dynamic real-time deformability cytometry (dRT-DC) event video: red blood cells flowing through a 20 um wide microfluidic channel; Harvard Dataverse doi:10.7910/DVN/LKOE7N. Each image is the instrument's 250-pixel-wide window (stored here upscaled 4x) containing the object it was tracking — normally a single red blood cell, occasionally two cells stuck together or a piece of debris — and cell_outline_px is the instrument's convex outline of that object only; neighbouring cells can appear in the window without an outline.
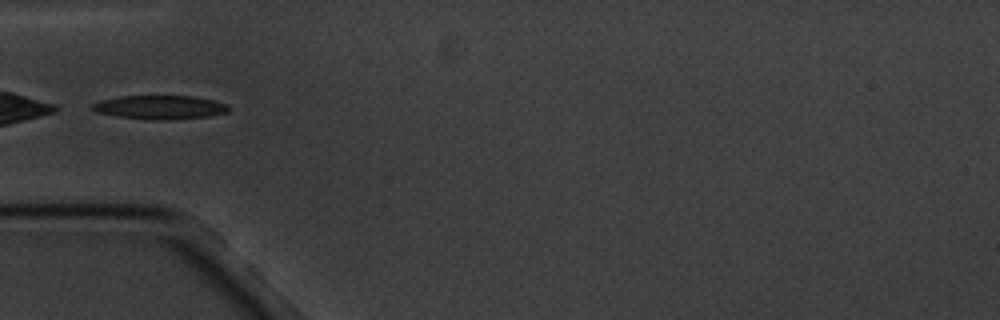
{"species": "common noctule bat (a hibernating species)", "species_latin": "Nyctalus noctula", "temperature_condition": "cold", "stored_images_in_passage": 8, "camera_frame_rate_fps": 3000, "um_per_image_px": 0.085, "animal": {"sex": "male", "body_mass_g": 20.1, "forearm_length_mm": 53.5}, "frame": {"image": 1, "passage_image": 4, "time_ms": 4.333, "image_size_px": [1000, 320], "cell_outline_px": [[228, 112], [208, 116], [172, 120], [152, 120], [120, 116], [96, 112], [88, 108], [92, 104], [100, 100], [120, 96], [192, 96], [212, 100], [228, 104]], "centroid_in_image_um": [13.57, 9.12], "position_along_channel_um": 71.4, "area_um2": 18.9}}
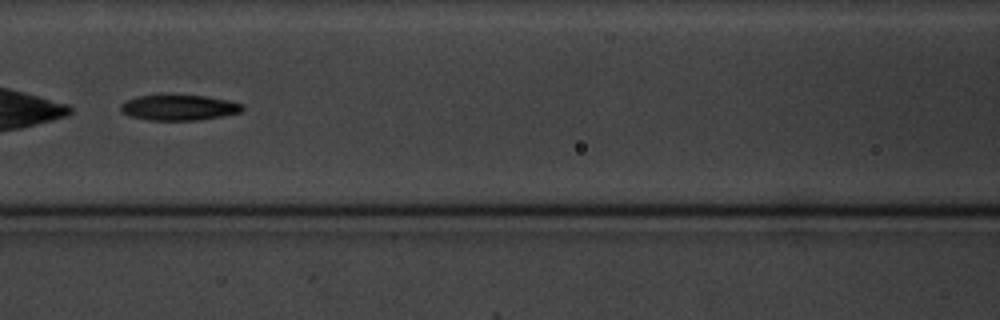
{"frame": {"image": 2, "passage_image": 6, "time_ms": 6.667, "image_size_px": [1000, 320], "cell_outline_px": [[244, 108], [240, 112], [224, 116], [200, 120], [148, 120], [128, 116], [120, 108], [120, 104], [136, 96], [160, 92], [204, 96], [228, 100], [244, 104]], "centroid_in_image_um": [15.18, 9.1], "position_along_channel_um": 151.4, "area_um2": 18.9}}
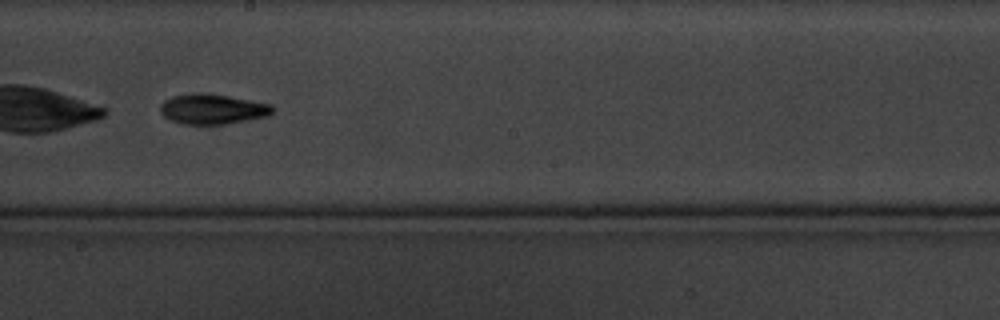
{"frame": {"image": 3, "passage_image": 8, "time_ms": 9.0, "image_size_px": [1000, 320], "cell_outline_px": [[276, 108], [268, 116], [228, 124], [188, 124], [172, 120], [164, 116], [160, 112], [160, 104], [164, 100], [172, 96], [228, 96], [272, 104]], "centroid_in_image_um": [18.14, 9.32], "position_along_channel_um": 230.1, "area_um2": 18.9}}